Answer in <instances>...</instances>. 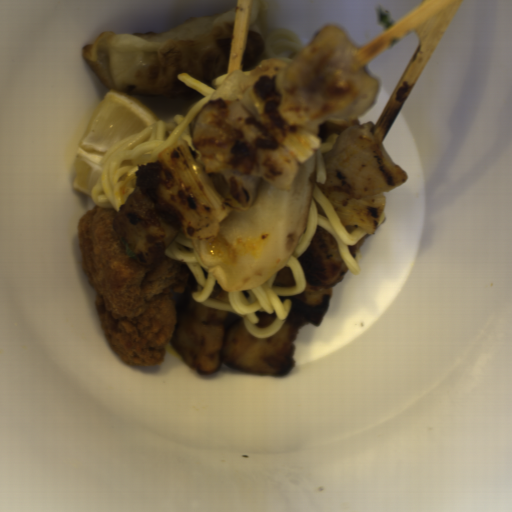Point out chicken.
I'll use <instances>...</instances> for the list:
<instances>
[{
    "label": "chicken",
    "mask_w": 512,
    "mask_h": 512,
    "mask_svg": "<svg viewBox=\"0 0 512 512\" xmlns=\"http://www.w3.org/2000/svg\"><path fill=\"white\" fill-rule=\"evenodd\" d=\"M117 212L91 207L75 222L79 264L111 350L127 364L156 365L174 335L189 272L183 262L163 253L150 265H140L114 229Z\"/></svg>",
    "instance_id": "obj_1"
}]
</instances>
